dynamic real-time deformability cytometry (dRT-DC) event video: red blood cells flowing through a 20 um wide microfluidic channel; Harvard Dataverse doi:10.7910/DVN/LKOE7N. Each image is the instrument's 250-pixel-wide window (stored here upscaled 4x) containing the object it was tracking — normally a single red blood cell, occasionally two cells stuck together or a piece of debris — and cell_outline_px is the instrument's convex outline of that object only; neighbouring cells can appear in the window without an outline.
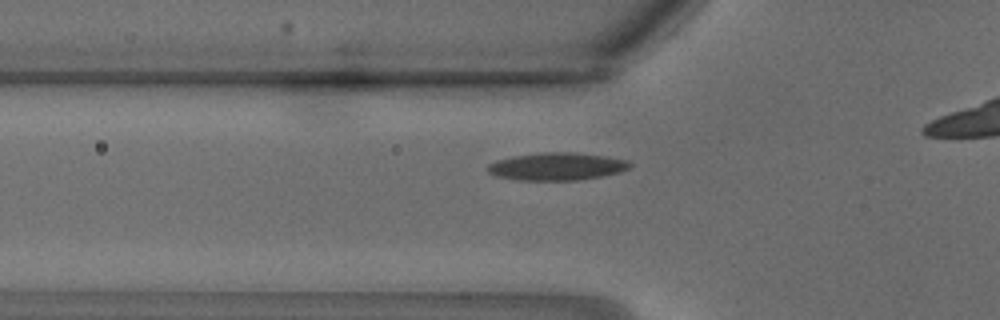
{"species": "common noctule bat (a hibernating species)", "species_latin": "Nyctalus noctula", "temperature_condition": "warm", "stored_images_in_passage": 16, "camera_frame_rate_fps": 3000, "um_per_image_px": 0.085, "animal": {"sex": "male", "body_mass_g": 18.8}, "frame": {"image": 1, "passage_image": 3, "time_ms": 0.667, "image_size_px": [1000, 320], "cell_outline_px": [[632, 164], [628, 168], [620, 172], [600, 176], [576, 180], [516, 180], [496, 176], [488, 172], [488, 164], [496, 160], [516, 156], [544, 152], [572, 152], [604, 156], [628, 160]], "centroid_in_image_um": [47.32, 14.15], "position_along_channel_um": 78.5, "area_um2": 22.66}}
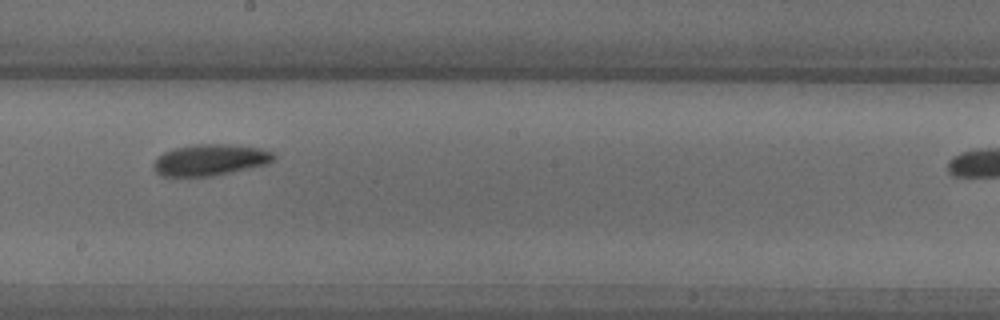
{"frame": {"image": 2, "passage_image": 10, "time_ms": 3.0, "image_size_px": [1000, 320], "cell_outline_px": [[276, 156], [268, 164], [212, 176], [160, 176], [152, 168], [152, 164], [164, 152], [172, 148], [196, 144], [228, 144], [260, 148], [272, 152]], "centroid_in_image_um": [17.84, 13.59], "position_along_channel_um": 230.4, "area_um2": 21.91}}
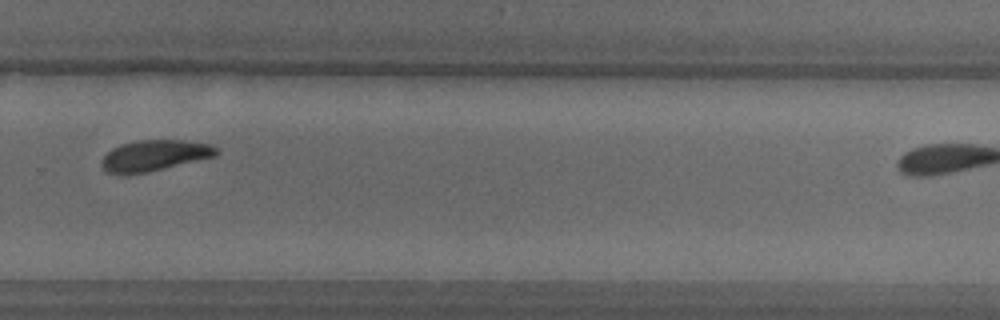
{"frame": {"image": 3, "passage_image": 14, "time_ms": 4.333, "image_size_px": [1000, 320], "cell_outline_px": [[220, 152], [216, 156], [148, 172], [124, 176], [108, 172], [100, 164], [104, 156], [112, 148], [120, 144], [136, 140], [184, 140], [212, 144], [220, 148]], "centroid_in_image_um": [13.15, 13.22], "position_along_channel_um": 316.6, "area_um2": 21.04}}